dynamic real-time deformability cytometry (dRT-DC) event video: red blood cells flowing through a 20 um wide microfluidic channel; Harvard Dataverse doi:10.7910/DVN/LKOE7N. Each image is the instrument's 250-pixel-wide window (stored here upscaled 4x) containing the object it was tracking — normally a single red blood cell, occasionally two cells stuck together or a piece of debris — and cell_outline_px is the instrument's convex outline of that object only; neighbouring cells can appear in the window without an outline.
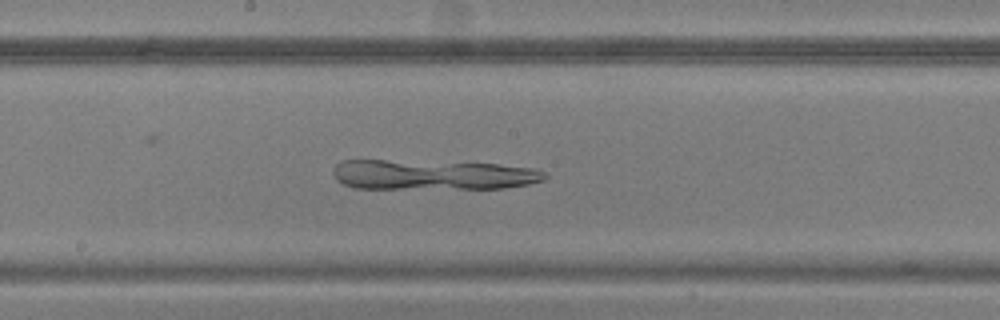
{"species": "common noctule bat (a hibernating species)", "species_latin": "Nyctalus noctula", "temperature_condition": "warm", "stored_images_in_passage": 37, "camera_frame_rate_fps": 3000, "um_per_image_px": 0.085, "animal": {"sex": "male", "body_mass_g": 20.5, "forearm_length_mm": 52.5}, "frame": {"image": 1, "passage_image": 25, "time_ms": 8.0, "image_size_px": [1000, 320], "cell_outline_px": [[548, 176], [544, 180], [528, 184], [504, 188], [356, 188], [344, 184], [336, 180], [332, 172], [332, 168], [340, 160], [384, 160], [496, 164], [532, 168], [544, 172]], "centroid_in_image_um": [36.73, 14.85], "position_along_channel_um": 211.5, "area_um2": 36.82}}